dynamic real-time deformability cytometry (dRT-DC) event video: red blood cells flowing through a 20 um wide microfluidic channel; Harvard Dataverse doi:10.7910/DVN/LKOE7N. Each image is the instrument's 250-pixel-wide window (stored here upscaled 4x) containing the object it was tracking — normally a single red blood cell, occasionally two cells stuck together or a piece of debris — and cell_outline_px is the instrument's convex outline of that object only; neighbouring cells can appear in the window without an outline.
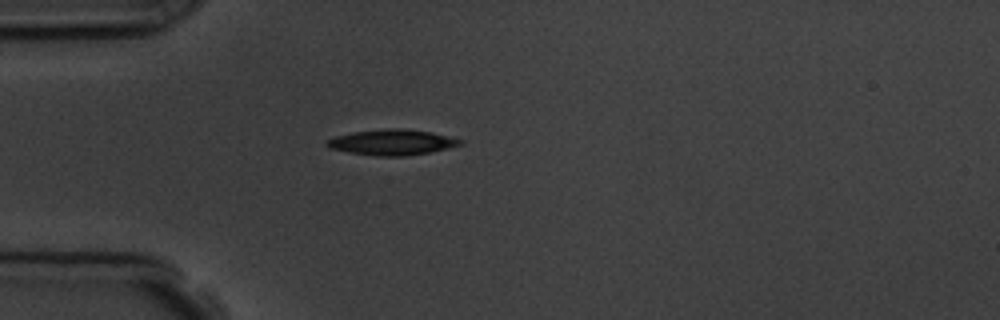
{"species": "common noctule bat (a hibernating species)", "species_latin": "Nyctalus noctula", "temperature_condition": "room temperature", "stored_images_in_passage": 4, "camera_frame_rate_fps": 3000, "um_per_image_px": 0.085, "animal": {"sex": "male", "body_mass_g": 19.5, "forearm_length_mm": 54.6}, "frame": {"image": 1, "passage_image": 4, "time_ms": 4.333, "image_size_px": [1000, 320], "cell_outline_px": [[464, 144], [428, 152], [404, 156], [376, 156], [348, 152], [328, 148], [324, 144], [328, 140], [336, 136], [352, 132], [392, 128], [396, 128], [432, 132], [464, 140]], "centroid_in_image_um": [33.31, 12.09], "position_along_channel_um": 51.7, "area_um2": 19.71}}